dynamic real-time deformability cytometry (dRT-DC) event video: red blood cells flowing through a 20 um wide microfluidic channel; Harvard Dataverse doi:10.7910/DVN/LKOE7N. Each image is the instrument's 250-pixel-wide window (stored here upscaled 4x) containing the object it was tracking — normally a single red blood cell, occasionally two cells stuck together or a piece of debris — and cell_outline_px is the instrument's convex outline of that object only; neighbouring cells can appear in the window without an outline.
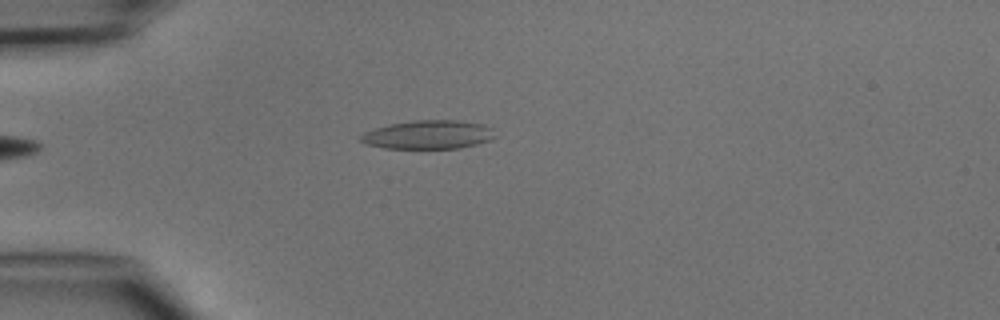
{"species": "common noctule bat (a hibernating species)", "species_latin": "Nyctalus noctula", "temperature_condition": "cold", "stored_images_in_passage": 2, "camera_frame_rate_fps": 3000, "um_per_image_px": 0.085, "animal": {"sex": "male", "body_mass_g": 15.6}, "frame": {"image": 1, "passage_image": 1, "time_ms": 0.0, "image_size_px": [1000, 320], "cell_outline_px": [[492, 136], [488, 140], [476, 144], [460, 148], [384, 148], [364, 144], [360, 140], [360, 136], [364, 132], [376, 128], [392, 124], [412, 120], [456, 120], [480, 124], [492, 128]], "centroid_in_image_um": [36.34, 11.45], "position_along_channel_um": 48.7, "area_um2": 22.08}}